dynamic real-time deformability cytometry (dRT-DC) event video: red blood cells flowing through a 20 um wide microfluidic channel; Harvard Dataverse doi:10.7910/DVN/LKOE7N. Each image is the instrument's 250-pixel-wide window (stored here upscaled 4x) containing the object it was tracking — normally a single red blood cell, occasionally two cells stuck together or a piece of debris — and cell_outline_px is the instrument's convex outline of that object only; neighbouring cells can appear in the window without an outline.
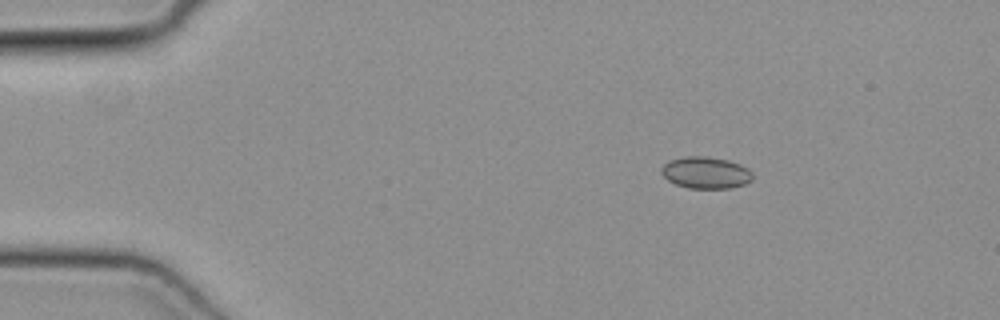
{"species": "common noctule bat (a hibernating species)", "species_latin": "Nyctalus noctula", "temperature_condition": "cold", "stored_images_in_passage": 50, "camera_frame_rate_fps": 3000, "um_per_image_px": 0.085, "animal": {"sex": "female", "body_mass_g": 19.3, "forearm_length_mm": 54.1}, "frame": {"image": 1, "passage_image": 8, "time_ms": 2.333, "image_size_px": [1000, 320], "cell_outline_px": [[752, 180], [744, 184], [732, 188], [688, 188], [676, 184], [668, 180], [660, 172], [660, 168], [668, 160], [688, 156], [704, 156], [728, 160], [740, 164], [748, 168], [752, 172]], "centroid_in_image_um": [59.98, 14.67], "position_along_channel_um": 25.0, "area_um2": 16.94}}
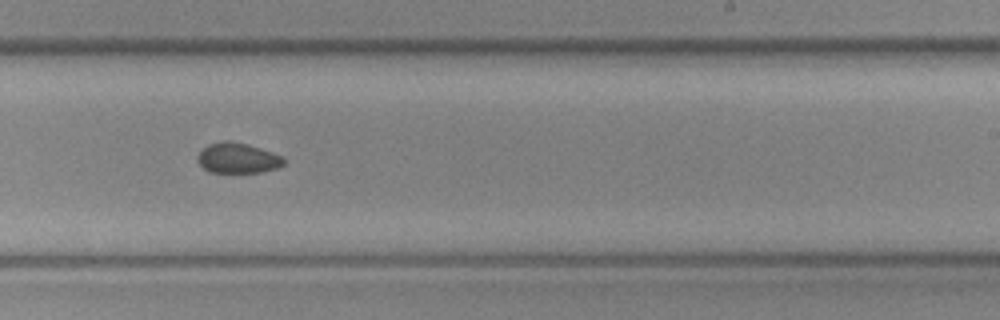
{"frame": {"image": 2, "passage_image": 31, "time_ms": 10.0, "image_size_px": [1000, 320], "cell_outline_px": [[284, 164], [276, 168], [260, 172], [212, 172], [204, 168], [196, 160], [196, 156], [208, 144], [224, 140], [232, 140], [248, 144], [272, 152], [280, 156], [284, 160]], "centroid_in_image_um": [20.17, 13.42], "position_along_channel_um": 268.8, "area_um2": 15.14}}
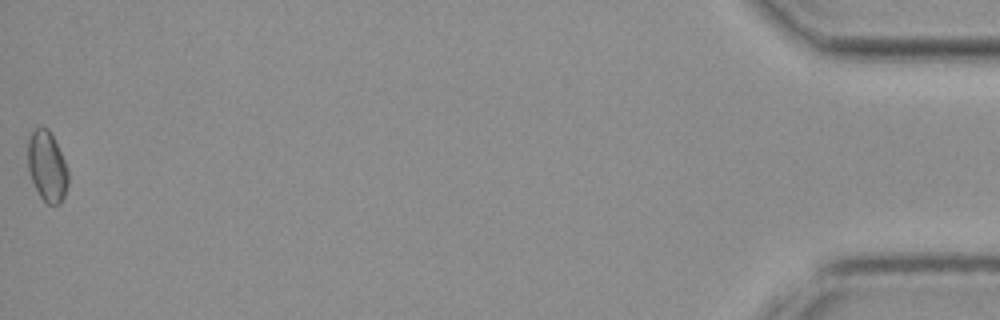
{"frame": {"image": 3, "passage_image": 50, "time_ms": 16.333, "image_size_px": [1000, 320], "cell_outline_px": [[68, 184], [64, 196], [60, 204], [48, 204], [40, 196], [32, 180], [28, 168], [28, 140], [32, 132], [36, 128], [48, 128], [64, 160], [68, 172]], "centroid_in_image_um": [4.0, 14.16], "position_along_channel_um": 431.2, "area_um2": 16.18}}